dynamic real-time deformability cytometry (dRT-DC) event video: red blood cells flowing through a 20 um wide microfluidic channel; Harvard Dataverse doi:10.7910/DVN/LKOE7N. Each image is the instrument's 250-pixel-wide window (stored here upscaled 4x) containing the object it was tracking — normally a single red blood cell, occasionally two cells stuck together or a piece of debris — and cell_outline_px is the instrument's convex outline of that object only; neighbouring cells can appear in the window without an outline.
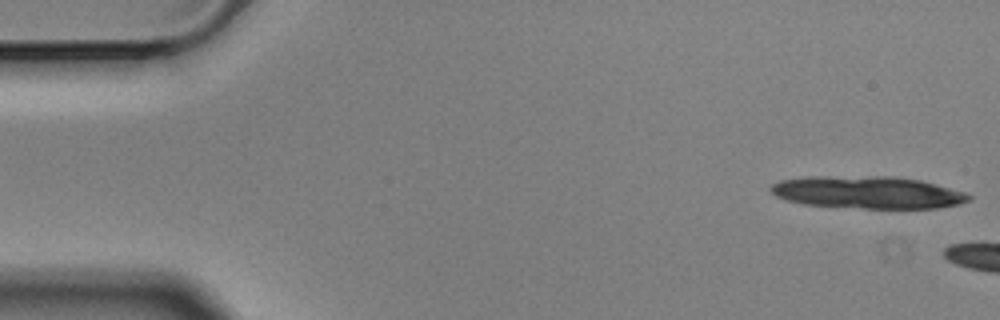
{"species": "Egyptian fruit bat (a non-hibernating species)", "species_latin": "Rousettus aegyptiacus", "temperature_condition": "cold", "stored_images_in_passage": 13, "camera_frame_rate_fps": 3000, "um_per_image_px": 0.085, "animal": {"sex": "male"}, "frame": {"image": 1, "passage_image": 1, "time_ms": 0.0, "image_size_px": [1000, 320], "cell_outline_px": [[972, 196], [968, 200], [960, 204], [940, 208], [864, 208], [804, 204], [784, 200], [776, 196], [768, 188], [772, 184], [780, 180], [808, 176], [892, 176], [920, 180], [936, 184], [964, 192]], "centroid_in_image_um": [73.72, 16.34], "position_along_channel_um": 11.3, "area_um2": 37.4}}